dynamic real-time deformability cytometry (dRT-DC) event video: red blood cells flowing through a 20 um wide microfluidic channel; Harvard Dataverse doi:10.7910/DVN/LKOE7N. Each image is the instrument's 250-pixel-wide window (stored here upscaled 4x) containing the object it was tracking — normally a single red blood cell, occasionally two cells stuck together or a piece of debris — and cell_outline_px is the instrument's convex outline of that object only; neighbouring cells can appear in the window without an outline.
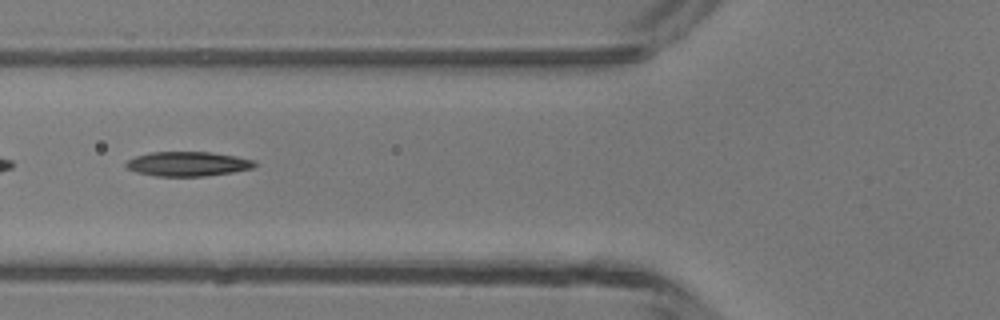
{"species": "common noctule bat (a hibernating species)", "species_latin": "Nyctalus noctula", "temperature_condition": "room temperature", "stored_images_in_passage": 4, "camera_frame_rate_fps": 3000, "um_per_image_px": 0.085, "animal": {"sex": "male", "body_mass_g": 13.3}, "frame": {"image": 1, "passage_image": 2, "time_ms": 1.333, "image_size_px": [1000, 320], "cell_outline_px": [[256, 164], [252, 168], [232, 172], [204, 176], [156, 176], [136, 172], [128, 168], [124, 164], [128, 160], [136, 156], [148, 152], [212, 152], [236, 156], [256, 160]], "centroid_in_image_um": [15.96, 13.92], "position_along_channel_um": 109.8, "area_um2": 18.38}}
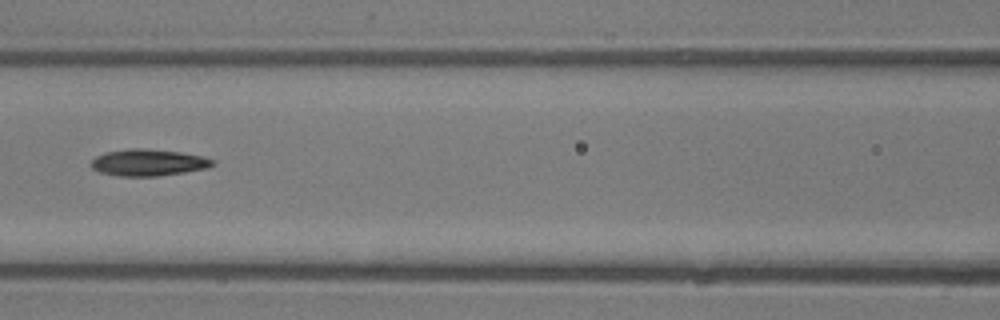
{"frame": {"image": 2, "passage_image": 3, "time_ms": 2.333, "image_size_px": [1000, 320], "cell_outline_px": [[216, 164], [208, 168], [184, 172], [156, 176], [120, 176], [100, 172], [92, 168], [92, 160], [96, 156], [104, 152], [132, 148], [144, 148], [180, 152], [204, 156], [216, 160]], "centroid_in_image_um": [12.65, 13.81], "position_along_channel_um": 153.9, "area_um2": 18.96}}
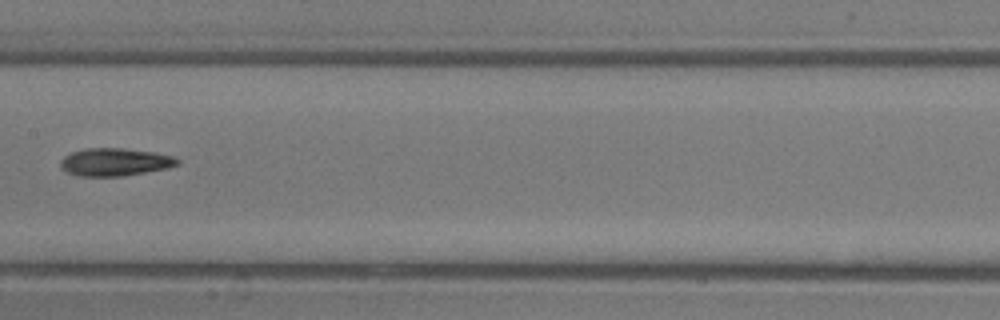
{"frame": {"image": 3, "passage_image": 4, "time_ms": 3.333, "image_size_px": [1000, 320], "cell_outline_px": [[180, 164], [168, 168], [124, 176], [80, 176], [68, 172], [60, 168], [60, 160], [64, 156], [72, 152], [84, 148], [124, 148], [152, 152], [176, 156], [180, 160]], "centroid_in_image_um": [9.79, 13.77], "position_along_channel_um": 197.6, "area_um2": 19.07}}